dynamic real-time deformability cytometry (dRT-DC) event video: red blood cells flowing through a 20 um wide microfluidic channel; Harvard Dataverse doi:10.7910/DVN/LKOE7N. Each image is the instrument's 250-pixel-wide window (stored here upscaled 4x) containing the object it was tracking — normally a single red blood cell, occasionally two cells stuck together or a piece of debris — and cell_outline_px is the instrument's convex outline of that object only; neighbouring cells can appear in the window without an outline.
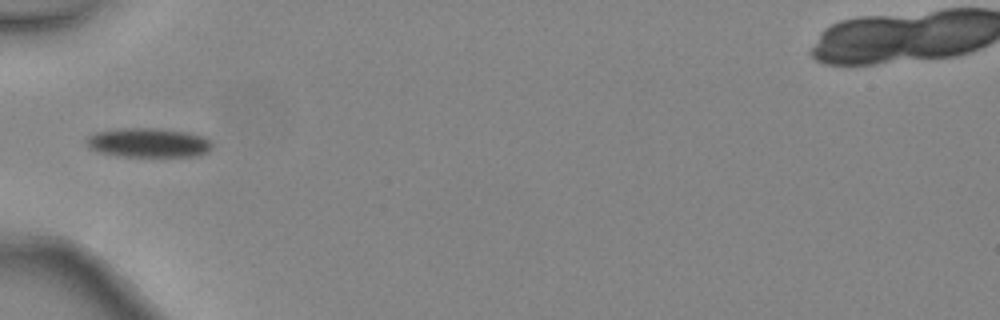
{"species": "common noctule bat (a hibernating species)", "species_latin": "Nyctalus noctula", "temperature_condition": "warm", "stored_images_in_passage": 5, "camera_frame_rate_fps": 3000, "um_per_image_px": 0.085, "animal": {"sex": "female", "body_mass_g": 24.6, "forearm_length_mm": 56.2}, "frame": {"image": 1, "passage_image": 5, "time_ms": 1.333, "image_size_px": [1000, 320], "cell_outline_px": [[212, 148], [208, 152], [200, 156], [116, 156], [100, 152], [88, 148], [84, 140], [88, 136], [96, 132], [120, 128], [152, 128], [188, 132], [204, 136], [212, 140]], "centroid_in_image_um": [12.63, 12.13], "position_along_channel_um": 72.4, "area_um2": 21.73}}